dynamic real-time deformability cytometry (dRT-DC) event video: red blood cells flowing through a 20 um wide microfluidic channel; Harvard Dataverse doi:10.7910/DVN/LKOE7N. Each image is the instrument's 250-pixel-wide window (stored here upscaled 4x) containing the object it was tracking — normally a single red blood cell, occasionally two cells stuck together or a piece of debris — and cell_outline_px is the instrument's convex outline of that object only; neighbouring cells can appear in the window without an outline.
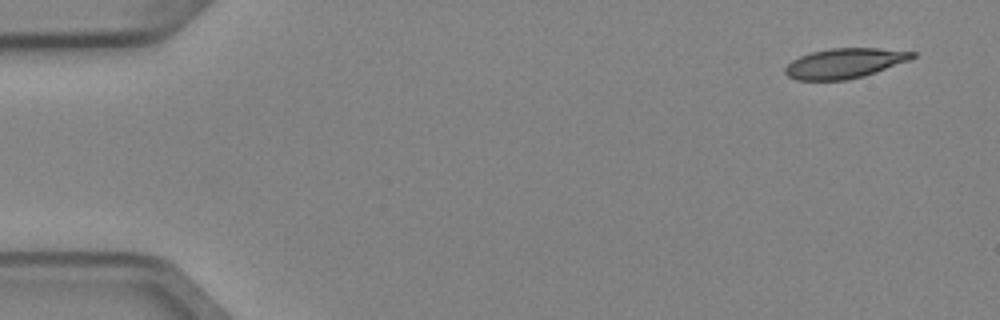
{"species": "Egyptian fruit bat (a non-hibernating species)", "species_latin": "Rousettus aegyptiacus", "temperature_condition": "cold", "stored_images_in_passage": 5, "camera_frame_rate_fps": 3000, "um_per_image_px": 0.085, "animal": {"sex": "female"}, "frame": {"image": 1, "passage_image": 1, "time_ms": 0.0, "image_size_px": [1000, 320], "cell_outline_px": [[916, 56], [908, 60], [876, 72], [864, 76], [848, 80], [796, 80], [788, 76], [784, 72], [784, 68], [792, 60], [800, 56], [812, 52], [828, 48], [880, 48], [916, 52]], "centroid_in_image_um": [71.77, 5.38], "position_along_channel_um": 13.2, "area_um2": 22.2}}
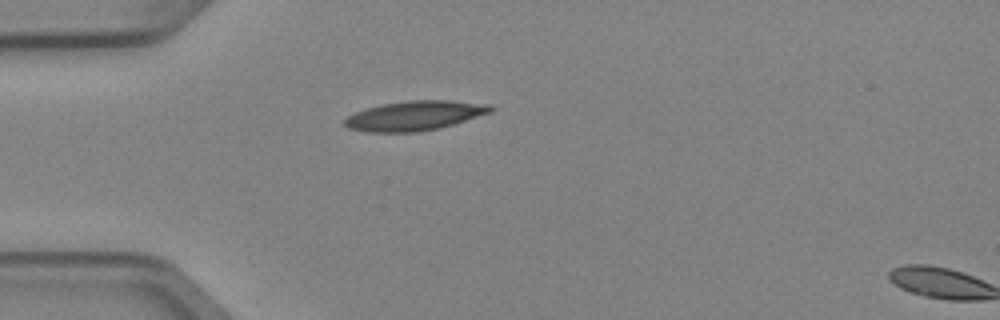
{"frame": {"image": 2, "passage_image": 4, "time_ms": 1.0, "image_size_px": [1000, 320], "cell_outline_px": [[496, 108], [492, 112], [440, 128], [416, 132], [368, 132], [348, 128], [344, 124], [344, 120], [348, 116], [356, 112], [368, 108], [384, 104], [408, 100], [452, 100], [492, 104]], "centroid_in_image_um": [35.31, 9.82], "position_along_channel_um": 49.7, "area_um2": 25.2}}